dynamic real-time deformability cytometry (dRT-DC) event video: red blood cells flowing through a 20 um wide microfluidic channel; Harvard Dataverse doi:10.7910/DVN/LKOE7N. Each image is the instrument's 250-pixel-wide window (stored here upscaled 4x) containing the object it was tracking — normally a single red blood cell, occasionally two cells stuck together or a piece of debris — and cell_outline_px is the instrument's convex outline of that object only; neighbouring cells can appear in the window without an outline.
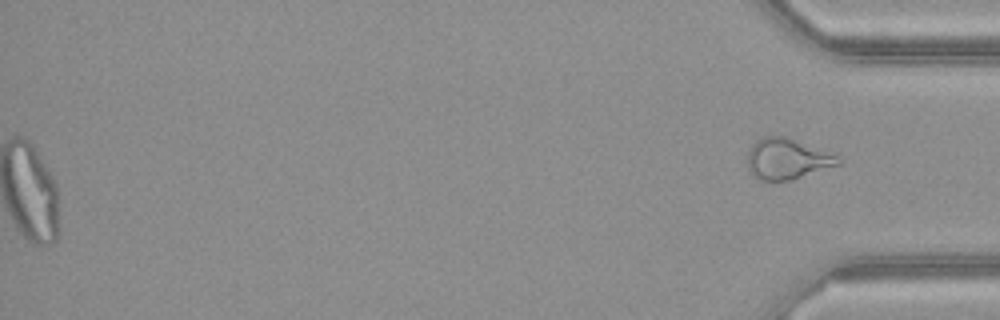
{"species": "common noctule bat (a hibernating species)", "species_latin": "Nyctalus noctula", "temperature_condition": "warm", "stored_images_in_passage": 50, "segment_of_instrument_passage": [2, 2], "camera_frame_rate_fps": 3000, "um_per_image_px": 0.085, "animal": {"sex": "female", "body_mass_g": 21.9}, "frame": {"image": 1, "passage_image": 50, "time_ms": 16.333, "image_size_px": [1000, 320], "cell_outline_px": [[844, 160], [840, 164], [792, 180], [760, 180], [748, 168], [748, 152], [752, 144], [756, 140], [764, 136], [784, 136], [836, 156]], "centroid_in_image_um": [66.88, 13.51], "position_along_channel_um": 368.3, "area_um2": 21.04}}